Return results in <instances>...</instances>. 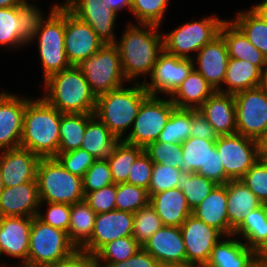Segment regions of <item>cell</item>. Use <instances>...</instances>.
Listing matches in <instances>:
<instances>
[{"mask_svg": "<svg viewBox=\"0 0 267 267\" xmlns=\"http://www.w3.org/2000/svg\"><path fill=\"white\" fill-rule=\"evenodd\" d=\"M40 157L33 152L18 147L0 151V171L3 184L13 187L27 182H37V166Z\"/></svg>", "mask_w": 267, "mask_h": 267, "instance_id": "cell-21", "label": "cell"}, {"mask_svg": "<svg viewBox=\"0 0 267 267\" xmlns=\"http://www.w3.org/2000/svg\"><path fill=\"white\" fill-rule=\"evenodd\" d=\"M116 210L134 213L149 205L148 190L128 184H116Z\"/></svg>", "mask_w": 267, "mask_h": 267, "instance_id": "cell-43", "label": "cell"}, {"mask_svg": "<svg viewBox=\"0 0 267 267\" xmlns=\"http://www.w3.org/2000/svg\"><path fill=\"white\" fill-rule=\"evenodd\" d=\"M64 5L86 22L105 44H115L114 25L117 15L108 10L106 0H65Z\"/></svg>", "mask_w": 267, "mask_h": 267, "instance_id": "cell-17", "label": "cell"}, {"mask_svg": "<svg viewBox=\"0 0 267 267\" xmlns=\"http://www.w3.org/2000/svg\"><path fill=\"white\" fill-rule=\"evenodd\" d=\"M253 255L255 258L267 263V237L253 249Z\"/></svg>", "mask_w": 267, "mask_h": 267, "instance_id": "cell-60", "label": "cell"}, {"mask_svg": "<svg viewBox=\"0 0 267 267\" xmlns=\"http://www.w3.org/2000/svg\"><path fill=\"white\" fill-rule=\"evenodd\" d=\"M121 138L115 136L95 115L88 121L81 149L97 160H109Z\"/></svg>", "mask_w": 267, "mask_h": 267, "instance_id": "cell-29", "label": "cell"}, {"mask_svg": "<svg viewBox=\"0 0 267 267\" xmlns=\"http://www.w3.org/2000/svg\"><path fill=\"white\" fill-rule=\"evenodd\" d=\"M236 15L232 22L267 58V17L256 6Z\"/></svg>", "mask_w": 267, "mask_h": 267, "instance_id": "cell-34", "label": "cell"}, {"mask_svg": "<svg viewBox=\"0 0 267 267\" xmlns=\"http://www.w3.org/2000/svg\"><path fill=\"white\" fill-rule=\"evenodd\" d=\"M134 213L110 211L96 214L90 241L80 250L94 256L108 242L132 236Z\"/></svg>", "mask_w": 267, "mask_h": 267, "instance_id": "cell-16", "label": "cell"}, {"mask_svg": "<svg viewBox=\"0 0 267 267\" xmlns=\"http://www.w3.org/2000/svg\"><path fill=\"white\" fill-rule=\"evenodd\" d=\"M42 203H46L48 205V208H46V214L44 215L43 212L39 210L37 217L45 224L68 233L71 205L52 202H41V204Z\"/></svg>", "mask_w": 267, "mask_h": 267, "instance_id": "cell-52", "label": "cell"}, {"mask_svg": "<svg viewBox=\"0 0 267 267\" xmlns=\"http://www.w3.org/2000/svg\"><path fill=\"white\" fill-rule=\"evenodd\" d=\"M45 267H96L94 257L77 251L70 258Z\"/></svg>", "mask_w": 267, "mask_h": 267, "instance_id": "cell-57", "label": "cell"}, {"mask_svg": "<svg viewBox=\"0 0 267 267\" xmlns=\"http://www.w3.org/2000/svg\"><path fill=\"white\" fill-rule=\"evenodd\" d=\"M194 68L192 59L181 58L163 51L154 65L150 83L143 82L150 95L165 93L171 96Z\"/></svg>", "mask_w": 267, "mask_h": 267, "instance_id": "cell-14", "label": "cell"}, {"mask_svg": "<svg viewBox=\"0 0 267 267\" xmlns=\"http://www.w3.org/2000/svg\"><path fill=\"white\" fill-rule=\"evenodd\" d=\"M215 90L194 68L170 96L176 108L198 109Z\"/></svg>", "mask_w": 267, "mask_h": 267, "instance_id": "cell-30", "label": "cell"}, {"mask_svg": "<svg viewBox=\"0 0 267 267\" xmlns=\"http://www.w3.org/2000/svg\"><path fill=\"white\" fill-rule=\"evenodd\" d=\"M169 0H132L131 13L139 24L161 25Z\"/></svg>", "mask_w": 267, "mask_h": 267, "instance_id": "cell-45", "label": "cell"}, {"mask_svg": "<svg viewBox=\"0 0 267 267\" xmlns=\"http://www.w3.org/2000/svg\"><path fill=\"white\" fill-rule=\"evenodd\" d=\"M142 246L133 236L118 238L104 245L93 257L95 263H117L133 256Z\"/></svg>", "mask_w": 267, "mask_h": 267, "instance_id": "cell-41", "label": "cell"}, {"mask_svg": "<svg viewBox=\"0 0 267 267\" xmlns=\"http://www.w3.org/2000/svg\"><path fill=\"white\" fill-rule=\"evenodd\" d=\"M262 202L267 204V163L259 158L240 179Z\"/></svg>", "mask_w": 267, "mask_h": 267, "instance_id": "cell-48", "label": "cell"}, {"mask_svg": "<svg viewBox=\"0 0 267 267\" xmlns=\"http://www.w3.org/2000/svg\"><path fill=\"white\" fill-rule=\"evenodd\" d=\"M263 71L256 65L245 60L229 58L223 83L226 89L219 92L236 94L237 92L260 86Z\"/></svg>", "mask_w": 267, "mask_h": 267, "instance_id": "cell-32", "label": "cell"}, {"mask_svg": "<svg viewBox=\"0 0 267 267\" xmlns=\"http://www.w3.org/2000/svg\"><path fill=\"white\" fill-rule=\"evenodd\" d=\"M112 183H114L113 177L107 160L96 159L93 165L82 177L83 191L85 195L88 192L97 191Z\"/></svg>", "mask_w": 267, "mask_h": 267, "instance_id": "cell-49", "label": "cell"}, {"mask_svg": "<svg viewBox=\"0 0 267 267\" xmlns=\"http://www.w3.org/2000/svg\"><path fill=\"white\" fill-rule=\"evenodd\" d=\"M33 217H0V254L19 258V266L27 267L30 231Z\"/></svg>", "mask_w": 267, "mask_h": 267, "instance_id": "cell-20", "label": "cell"}, {"mask_svg": "<svg viewBox=\"0 0 267 267\" xmlns=\"http://www.w3.org/2000/svg\"><path fill=\"white\" fill-rule=\"evenodd\" d=\"M233 237V235L225 236L224 240L221 239L214 245L204 267H244L246 265L254 256L253 249L247 247L241 239Z\"/></svg>", "mask_w": 267, "mask_h": 267, "instance_id": "cell-31", "label": "cell"}, {"mask_svg": "<svg viewBox=\"0 0 267 267\" xmlns=\"http://www.w3.org/2000/svg\"><path fill=\"white\" fill-rule=\"evenodd\" d=\"M106 3L108 10H112L116 15H118V11L125 7L131 12L132 0H106Z\"/></svg>", "mask_w": 267, "mask_h": 267, "instance_id": "cell-59", "label": "cell"}, {"mask_svg": "<svg viewBox=\"0 0 267 267\" xmlns=\"http://www.w3.org/2000/svg\"><path fill=\"white\" fill-rule=\"evenodd\" d=\"M78 250L71 243L68 233L45 224L33 217L27 267H45L64 261Z\"/></svg>", "mask_w": 267, "mask_h": 267, "instance_id": "cell-7", "label": "cell"}, {"mask_svg": "<svg viewBox=\"0 0 267 267\" xmlns=\"http://www.w3.org/2000/svg\"><path fill=\"white\" fill-rule=\"evenodd\" d=\"M191 137L207 140H217L218 138L210 123L198 109H192Z\"/></svg>", "mask_w": 267, "mask_h": 267, "instance_id": "cell-56", "label": "cell"}, {"mask_svg": "<svg viewBox=\"0 0 267 267\" xmlns=\"http://www.w3.org/2000/svg\"><path fill=\"white\" fill-rule=\"evenodd\" d=\"M4 188V184H3V180H2V175H1V171H0V193Z\"/></svg>", "mask_w": 267, "mask_h": 267, "instance_id": "cell-67", "label": "cell"}, {"mask_svg": "<svg viewBox=\"0 0 267 267\" xmlns=\"http://www.w3.org/2000/svg\"><path fill=\"white\" fill-rule=\"evenodd\" d=\"M163 226L160 217L149 204L134 212L132 236L143 246V244Z\"/></svg>", "mask_w": 267, "mask_h": 267, "instance_id": "cell-44", "label": "cell"}, {"mask_svg": "<svg viewBox=\"0 0 267 267\" xmlns=\"http://www.w3.org/2000/svg\"><path fill=\"white\" fill-rule=\"evenodd\" d=\"M76 67L85 76L91 92L98 97L125 86L127 79L115 44H104L95 54L82 60Z\"/></svg>", "mask_w": 267, "mask_h": 267, "instance_id": "cell-8", "label": "cell"}, {"mask_svg": "<svg viewBox=\"0 0 267 267\" xmlns=\"http://www.w3.org/2000/svg\"><path fill=\"white\" fill-rule=\"evenodd\" d=\"M217 186L208 178L190 171H181L177 188L182 190L191 210L195 209Z\"/></svg>", "mask_w": 267, "mask_h": 267, "instance_id": "cell-39", "label": "cell"}, {"mask_svg": "<svg viewBox=\"0 0 267 267\" xmlns=\"http://www.w3.org/2000/svg\"><path fill=\"white\" fill-rule=\"evenodd\" d=\"M198 110L218 136L237 133L234 94L215 91Z\"/></svg>", "mask_w": 267, "mask_h": 267, "instance_id": "cell-24", "label": "cell"}, {"mask_svg": "<svg viewBox=\"0 0 267 267\" xmlns=\"http://www.w3.org/2000/svg\"><path fill=\"white\" fill-rule=\"evenodd\" d=\"M36 181L41 202L73 205L85 198L82 178L67 171L56 157L40 159Z\"/></svg>", "mask_w": 267, "mask_h": 267, "instance_id": "cell-5", "label": "cell"}, {"mask_svg": "<svg viewBox=\"0 0 267 267\" xmlns=\"http://www.w3.org/2000/svg\"><path fill=\"white\" fill-rule=\"evenodd\" d=\"M227 188V214L229 220V236L243 223L244 218L262 206V202L243 183L242 180H229Z\"/></svg>", "mask_w": 267, "mask_h": 267, "instance_id": "cell-25", "label": "cell"}, {"mask_svg": "<svg viewBox=\"0 0 267 267\" xmlns=\"http://www.w3.org/2000/svg\"><path fill=\"white\" fill-rule=\"evenodd\" d=\"M174 108L170 98L149 95L142 102L133 126L123 141L143 148L157 141Z\"/></svg>", "mask_w": 267, "mask_h": 267, "instance_id": "cell-10", "label": "cell"}, {"mask_svg": "<svg viewBox=\"0 0 267 267\" xmlns=\"http://www.w3.org/2000/svg\"><path fill=\"white\" fill-rule=\"evenodd\" d=\"M162 267H186L184 239L180 227L163 226L142 246Z\"/></svg>", "mask_w": 267, "mask_h": 267, "instance_id": "cell-18", "label": "cell"}, {"mask_svg": "<svg viewBox=\"0 0 267 267\" xmlns=\"http://www.w3.org/2000/svg\"><path fill=\"white\" fill-rule=\"evenodd\" d=\"M27 44L21 37L18 6L0 8V46L18 48Z\"/></svg>", "mask_w": 267, "mask_h": 267, "instance_id": "cell-42", "label": "cell"}, {"mask_svg": "<svg viewBox=\"0 0 267 267\" xmlns=\"http://www.w3.org/2000/svg\"><path fill=\"white\" fill-rule=\"evenodd\" d=\"M255 6L267 17V0L255 4Z\"/></svg>", "mask_w": 267, "mask_h": 267, "instance_id": "cell-65", "label": "cell"}, {"mask_svg": "<svg viewBox=\"0 0 267 267\" xmlns=\"http://www.w3.org/2000/svg\"><path fill=\"white\" fill-rule=\"evenodd\" d=\"M94 114H62L59 153L81 148L88 121Z\"/></svg>", "mask_w": 267, "mask_h": 267, "instance_id": "cell-35", "label": "cell"}, {"mask_svg": "<svg viewBox=\"0 0 267 267\" xmlns=\"http://www.w3.org/2000/svg\"><path fill=\"white\" fill-rule=\"evenodd\" d=\"M33 3L24 0L18 6V17L21 22V37L29 44L37 34L45 17Z\"/></svg>", "mask_w": 267, "mask_h": 267, "instance_id": "cell-47", "label": "cell"}, {"mask_svg": "<svg viewBox=\"0 0 267 267\" xmlns=\"http://www.w3.org/2000/svg\"><path fill=\"white\" fill-rule=\"evenodd\" d=\"M259 156H260V158L264 159L265 162L267 163V155H259Z\"/></svg>", "mask_w": 267, "mask_h": 267, "instance_id": "cell-68", "label": "cell"}, {"mask_svg": "<svg viewBox=\"0 0 267 267\" xmlns=\"http://www.w3.org/2000/svg\"><path fill=\"white\" fill-rule=\"evenodd\" d=\"M62 113L42 97L26 103L20 147L40 158L56 157L59 153Z\"/></svg>", "mask_w": 267, "mask_h": 267, "instance_id": "cell-2", "label": "cell"}, {"mask_svg": "<svg viewBox=\"0 0 267 267\" xmlns=\"http://www.w3.org/2000/svg\"><path fill=\"white\" fill-rule=\"evenodd\" d=\"M144 152L150 157L153 163L180 169V163L183 159L181 144L154 141L144 148Z\"/></svg>", "mask_w": 267, "mask_h": 267, "instance_id": "cell-46", "label": "cell"}, {"mask_svg": "<svg viewBox=\"0 0 267 267\" xmlns=\"http://www.w3.org/2000/svg\"><path fill=\"white\" fill-rule=\"evenodd\" d=\"M116 184L112 183L97 191L88 192L84 200L96 214L116 210Z\"/></svg>", "mask_w": 267, "mask_h": 267, "instance_id": "cell-53", "label": "cell"}, {"mask_svg": "<svg viewBox=\"0 0 267 267\" xmlns=\"http://www.w3.org/2000/svg\"><path fill=\"white\" fill-rule=\"evenodd\" d=\"M197 70L215 91L223 89V81L229 62V54L224 38L219 34L204 45L196 54ZM222 86V87H221Z\"/></svg>", "mask_w": 267, "mask_h": 267, "instance_id": "cell-22", "label": "cell"}, {"mask_svg": "<svg viewBox=\"0 0 267 267\" xmlns=\"http://www.w3.org/2000/svg\"><path fill=\"white\" fill-rule=\"evenodd\" d=\"M56 158L72 174L83 177L96 160L90 153L79 148L65 153H58Z\"/></svg>", "mask_w": 267, "mask_h": 267, "instance_id": "cell-51", "label": "cell"}, {"mask_svg": "<svg viewBox=\"0 0 267 267\" xmlns=\"http://www.w3.org/2000/svg\"><path fill=\"white\" fill-rule=\"evenodd\" d=\"M24 0H0V8L19 6Z\"/></svg>", "mask_w": 267, "mask_h": 267, "instance_id": "cell-63", "label": "cell"}, {"mask_svg": "<svg viewBox=\"0 0 267 267\" xmlns=\"http://www.w3.org/2000/svg\"><path fill=\"white\" fill-rule=\"evenodd\" d=\"M259 155H267V130L257 140Z\"/></svg>", "mask_w": 267, "mask_h": 267, "instance_id": "cell-61", "label": "cell"}, {"mask_svg": "<svg viewBox=\"0 0 267 267\" xmlns=\"http://www.w3.org/2000/svg\"><path fill=\"white\" fill-rule=\"evenodd\" d=\"M237 133L258 140L267 130V94L260 86L234 94Z\"/></svg>", "mask_w": 267, "mask_h": 267, "instance_id": "cell-11", "label": "cell"}, {"mask_svg": "<svg viewBox=\"0 0 267 267\" xmlns=\"http://www.w3.org/2000/svg\"><path fill=\"white\" fill-rule=\"evenodd\" d=\"M244 267H267V263L253 256Z\"/></svg>", "mask_w": 267, "mask_h": 267, "instance_id": "cell-62", "label": "cell"}, {"mask_svg": "<svg viewBox=\"0 0 267 267\" xmlns=\"http://www.w3.org/2000/svg\"><path fill=\"white\" fill-rule=\"evenodd\" d=\"M133 87H120L96 97L94 115L117 137L133 126L142 102L150 95L143 82L134 81Z\"/></svg>", "mask_w": 267, "mask_h": 267, "instance_id": "cell-4", "label": "cell"}, {"mask_svg": "<svg viewBox=\"0 0 267 267\" xmlns=\"http://www.w3.org/2000/svg\"><path fill=\"white\" fill-rule=\"evenodd\" d=\"M105 43L95 31L65 6L64 46L71 66L95 54Z\"/></svg>", "mask_w": 267, "mask_h": 267, "instance_id": "cell-15", "label": "cell"}, {"mask_svg": "<svg viewBox=\"0 0 267 267\" xmlns=\"http://www.w3.org/2000/svg\"><path fill=\"white\" fill-rule=\"evenodd\" d=\"M192 109L174 108L157 141L182 144L191 137Z\"/></svg>", "mask_w": 267, "mask_h": 267, "instance_id": "cell-37", "label": "cell"}, {"mask_svg": "<svg viewBox=\"0 0 267 267\" xmlns=\"http://www.w3.org/2000/svg\"><path fill=\"white\" fill-rule=\"evenodd\" d=\"M41 205L37 182L4 186L0 193V217H35Z\"/></svg>", "mask_w": 267, "mask_h": 267, "instance_id": "cell-23", "label": "cell"}, {"mask_svg": "<svg viewBox=\"0 0 267 267\" xmlns=\"http://www.w3.org/2000/svg\"><path fill=\"white\" fill-rule=\"evenodd\" d=\"M30 99L0 93V151L20 147L26 103Z\"/></svg>", "mask_w": 267, "mask_h": 267, "instance_id": "cell-19", "label": "cell"}, {"mask_svg": "<svg viewBox=\"0 0 267 267\" xmlns=\"http://www.w3.org/2000/svg\"><path fill=\"white\" fill-rule=\"evenodd\" d=\"M192 215L207 225L229 236V220L227 214V188L217 185L209 195L192 210Z\"/></svg>", "mask_w": 267, "mask_h": 267, "instance_id": "cell-28", "label": "cell"}, {"mask_svg": "<svg viewBox=\"0 0 267 267\" xmlns=\"http://www.w3.org/2000/svg\"><path fill=\"white\" fill-rule=\"evenodd\" d=\"M65 35V5L54 4L48 18L39 27L33 41L38 39V50L43 67V76H49L71 67L64 46Z\"/></svg>", "mask_w": 267, "mask_h": 267, "instance_id": "cell-6", "label": "cell"}, {"mask_svg": "<svg viewBox=\"0 0 267 267\" xmlns=\"http://www.w3.org/2000/svg\"><path fill=\"white\" fill-rule=\"evenodd\" d=\"M160 27L154 24H128L122 38L115 45L118 48L124 77L127 81L138 76L151 75L159 55L164 51Z\"/></svg>", "mask_w": 267, "mask_h": 267, "instance_id": "cell-1", "label": "cell"}, {"mask_svg": "<svg viewBox=\"0 0 267 267\" xmlns=\"http://www.w3.org/2000/svg\"><path fill=\"white\" fill-rule=\"evenodd\" d=\"M182 170L166 166L164 164L154 163L152 178L150 180L148 194L149 196L158 192H163L177 187L180 172Z\"/></svg>", "mask_w": 267, "mask_h": 267, "instance_id": "cell-50", "label": "cell"}, {"mask_svg": "<svg viewBox=\"0 0 267 267\" xmlns=\"http://www.w3.org/2000/svg\"><path fill=\"white\" fill-rule=\"evenodd\" d=\"M216 149L229 180H240L260 158L257 140L238 133L218 136Z\"/></svg>", "mask_w": 267, "mask_h": 267, "instance_id": "cell-12", "label": "cell"}, {"mask_svg": "<svg viewBox=\"0 0 267 267\" xmlns=\"http://www.w3.org/2000/svg\"><path fill=\"white\" fill-rule=\"evenodd\" d=\"M95 217L96 213L85 200L71 205L68 237L78 251L90 241Z\"/></svg>", "mask_w": 267, "mask_h": 267, "instance_id": "cell-33", "label": "cell"}, {"mask_svg": "<svg viewBox=\"0 0 267 267\" xmlns=\"http://www.w3.org/2000/svg\"><path fill=\"white\" fill-rule=\"evenodd\" d=\"M149 204L156 211L164 226L181 227L187 217L192 214L185 195L177 187L151 195Z\"/></svg>", "mask_w": 267, "mask_h": 267, "instance_id": "cell-26", "label": "cell"}, {"mask_svg": "<svg viewBox=\"0 0 267 267\" xmlns=\"http://www.w3.org/2000/svg\"><path fill=\"white\" fill-rule=\"evenodd\" d=\"M143 152V147L128 144L123 140L118 144L113 157L107 160L114 184L127 182L133 163Z\"/></svg>", "mask_w": 267, "mask_h": 267, "instance_id": "cell-40", "label": "cell"}, {"mask_svg": "<svg viewBox=\"0 0 267 267\" xmlns=\"http://www.w3.org/2000/svg\"><path fill=\"white\" fill-rule=\"evenodd\" d=\"M186 253V267H204L214 245L225 237L219 230L189 215L180 227Z\"/></svg>", "mask_w": 267, "mask_h": 267, "instance_id": "cell-13", "label": "cell"}, {"mask_svg": "<svg viewBox=\"0 0 267 267\" xmlns=\"http://www.w3.org/2000/svg\"><path fill=\"white\" fill-rule=\"evenodd\" d=\"M122 262L127 267H162L159 262L142 247L133 256Z\"/></svg>", "mask_w": 267, "mask_h": 267, "instance_id": "cell-58", "label": "cell"}, {"mask_svg": "<svg viewBox=\"0 0 267 267\" xmlns=\"http://www.w3.org/2000/svg\"><path fill=\"white\" fill-rule=\"evenodd\" d=\"M233 236L244 237V243L254 249L267 237V204L250 212L243 223L233 232ZM247 240V241H246Z\"/></svg>", "mask_w": 267, "mask_h": 267, "instance_id": "cell-38", "label": "cell"}, {"mask_svg": "<svg viewBox=\"0 0 267 267\" xmlns=\"http://www.w3.org/2000/svg\"><path fill=\"white\" fill-rule=\"evenodd\" d=\"M44 83L42 98L62 114H94L96 96L76 66L49 76Z\"/></svg>", "mask_w": 267, "mask_h": 267, "instance_id": "cell-3", "label": "cell"}, {"mask_svg": "<svg viewBox=\"0 0 267 267\" xmlns=\"http://www.w3.org/2000/svg\"><path fill=\"white\" fill-rule=\"evenodd\" d=\"M219 34L226 42L229 58L250 62L263 72L267 69V58L231 20L222 23Z\"/></svg>", "mask_w": 267, "mask_h": 267, "instance_id": "cell-27", "label": "cell"}, {"mask_svg": "<svg viewBox=\"0 0 267 267\" xmlns=\"http://www.w3.org/2000/svg\"><path fill=\"white\" fill-rule=\"evenodd\" d=\"M196 174L214 181L217 185H225L229 179L225 176L222 159L216 149L210 152L204 169H199Z\"/></svg>", "mask_w": 267, "mask_h": 267, "instance_id": "cell-55", "label": "cell"}, {"mask_svg": "<svg viewBox=\"0 0 267 267\" xmlns=\"http://www.w3.org/2000/svg\"><path fill=\"white\" fill-rule=\"evenodd\" d=\"M96 267H127L126 265H124V263L121 262H117V263H95Z\"/></svg>", "mask_w": 267, "mask_h": 267, "instance_id": "cell-64", "label": "cell"}, {"mask_svg": "<svg viewBox=\"0 0 267 267\" xmlns=\"http://www.w3.org/2000/svg\"><path fill=\"white\" fill-rule=\"evenodd\" d=\"M260 87L267 94V69L263 72Z\"/></svg>", "mask_w": 267, "mask_h": 267, "instance_id": "cell-66", "label": "cell"}, {"mask_svg": "<svg viewBox=\"0 0 267 267\" xmlns=\"http://www.w3.org/2000/svg\"><path fill=\"white\" fill-rule=\"evenodd\" d=\"M224 21L214 15L179 25L173 31L162 35L164 51L181 58L194 59L189 53H198L204 45L218 36Z\"/></svg>", "mask_w": 267, "mask_h": 267, "instance_id": "cell-9", "label": "cell"}, {"mask_svg": "<svg viewBox=\"0 0 267 267\" xmlns=\"http://www.w3.org/2000/svg\"><path fill=\"white\" fill-rule=\"evenodd\" d=\"M181 146L183 159L180 170L196 173L199 169H204L210 152L216 147V140L190 137Z\"/></svg>", "mask_w": 267, "mask_h": 267, "instance_id": "cell-36", "label": "cell"}, {"mask_svg": "<svg viewBox=\"0 0 267 267\" xmlns=\"http://www.w3.org/2000/svg\"><path fill=\"white\" fill-rule=\"evenodd\" d=\"M153 164L150 157L143 152L133 163L126 183L148 190L152 178Z\"/></svg>", "mask_w": 267, "mask_h": 267, "instance_id": "cell-54", "label": "cell"}]
</instances>
